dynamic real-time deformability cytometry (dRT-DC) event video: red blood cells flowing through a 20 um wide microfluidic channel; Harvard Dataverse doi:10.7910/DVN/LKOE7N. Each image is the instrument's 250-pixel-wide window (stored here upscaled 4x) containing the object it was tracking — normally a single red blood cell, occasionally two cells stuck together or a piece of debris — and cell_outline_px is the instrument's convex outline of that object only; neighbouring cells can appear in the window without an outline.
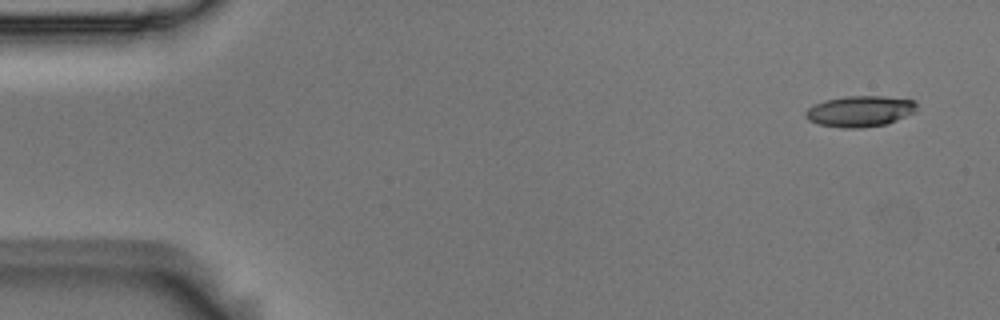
{"species": "Egyptian fruit bat (a non-hibernating species)", "species_latin": "Rousettus aegyptiacus", "temperature_condition": "room temperature", "stored_images_in_passage": 3, "camera_frame_rate_fps": 3000, "um_per_image_px": 0.085, "animal": {"sex": "male"}, "frame": {"image": 1, "passage_image": 1, "time_ms": 0.0, "image_size_px": [1000, 320], "cell_outline_px": [[916, 112], [896, 120], [884, 124], [864, 128], [840, 128], [816, 124], [808, 120], [804, 116], [804, 112], [812, 104], [824, 100], [844, 96], [884, 96], [916, 100]], "centroid_in_image_um": [73.05, 9.45], "position_along_channel_um": 11.9, "area_um2": 20.4}}